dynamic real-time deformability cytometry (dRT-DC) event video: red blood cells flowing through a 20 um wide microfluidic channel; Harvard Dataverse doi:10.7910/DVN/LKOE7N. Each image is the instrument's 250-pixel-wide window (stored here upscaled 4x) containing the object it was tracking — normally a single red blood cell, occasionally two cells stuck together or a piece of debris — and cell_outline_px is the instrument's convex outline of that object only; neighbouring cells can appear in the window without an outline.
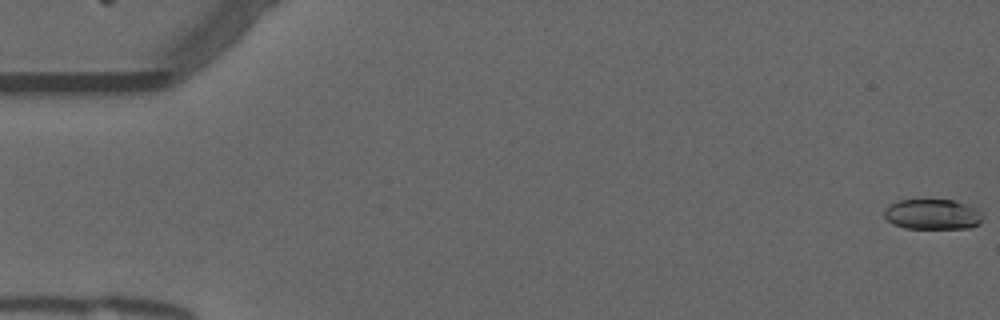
{"species": "common noctule bat (a hibernating species)", "species_latin": "Nyctalus noctula", "temperature_condition": "warm", "stored_images_in_passage": 55, "camera_frame_rate_fps": 3000, "um_per_image_px": 0.085, "animal": {"sex": "male", "forearm_length_mm": 52.5}, "frame": {"image": 1, "passage_image": 1, "time_ms": 0.0, "image_size_px": [1000, 320], "cell_outline_px": [[984, 216], [980, 224], [972, 228], [904, 228], [892, 224], [884, 216], [884, 212], [892, 204], [900, 200], [952, 200], [976, 208]], "centroid_in_image_um": [79.3, 18.23], "position_along_channel_um": 5.7, "area_um2": 17.28}}
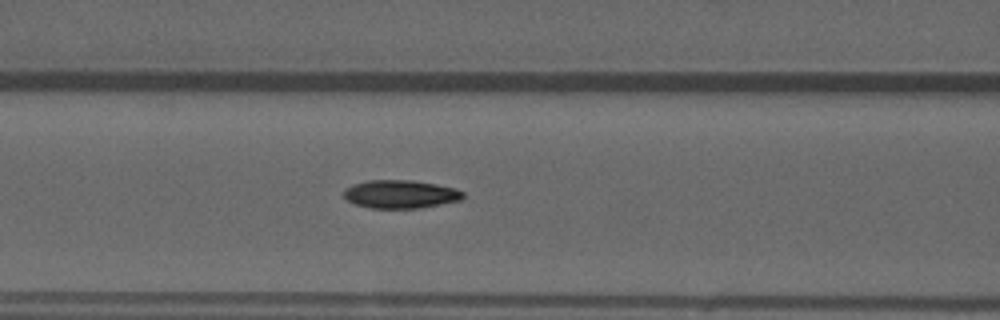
{"frame": {"image": 2, "passage_image": 23, "time_ms": 7.333, "image_size_px": [1000, 320], "cell_outline_px": [[464, 196], [460, 200], [420, 208], [368, 208], [356, 204], [348, 200], [344, 196], [344, 188], [352, 184], [368, 180], [412, 180], [436, 184], [456, 188], [464, 192]], "centroid_in_image_um": [34.03, 16.5], "position_along_channel_um": 132.6, "area_um2": 19.65}}
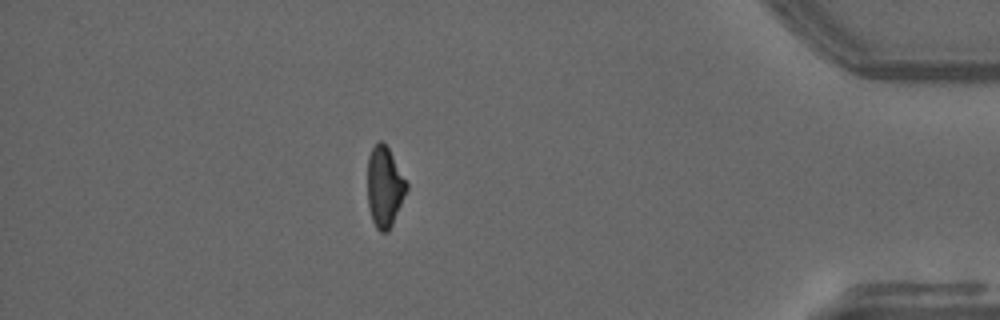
{"frame": {"image": 3, "passage_image": 48, "time_ms": 15.667, "image_size_px": [1000, 320], "cell_outline_px": [[408, 188], [392, 224], [388, 232], [380, 232], [376, 228], [372, 220], [368, 204], [368, 156], [372, 148], [380, 140], [388, 148], [408, 184]], "centroid_in_image_um": [32.68, 15.9], "position_along_channel_um": 402.5, "area_um2": 18.03}, "authors_computed_cell_mechanics": {"area_um2": 18.8428, "velocity_mm_per_s": 3.798, "shape_relaxation_time_tau1_ms": 4.251, "shape_relaxation_time_tau2_ms": 2.6179, "deformation_change_tau1": 0.1551, "deformation_change_tau2": 0.0895}}